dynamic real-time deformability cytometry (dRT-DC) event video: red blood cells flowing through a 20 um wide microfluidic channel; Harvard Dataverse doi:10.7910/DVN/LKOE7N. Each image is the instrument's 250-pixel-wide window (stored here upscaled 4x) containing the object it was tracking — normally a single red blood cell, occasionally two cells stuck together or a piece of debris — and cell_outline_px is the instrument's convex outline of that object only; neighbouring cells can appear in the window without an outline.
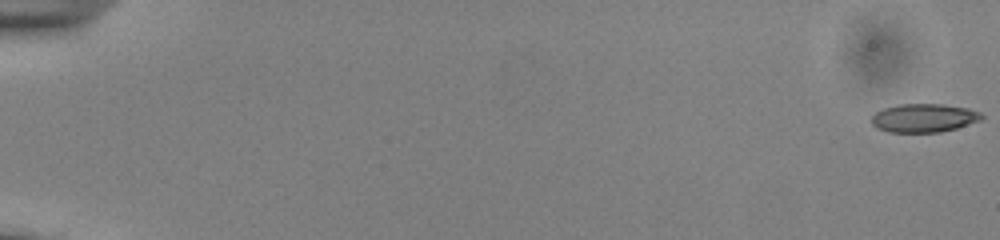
{"species": "common noctule bat (a hibernating species)", "species_latin": "Nyctalus noctula", "temperature_condition": "cold", "stored_images_in_passage": 55, "camera_frame_rate_fps": 3000, "um_per_image_px": 0.085, "animal": {"sex": "male", "body_mass_g": 13.0, "forearm_length_mm": 53.1}, "frame": {"image": 1, "passage_image": 1, "time_ms": 0.0, "image_size_px": [1000, 240], "cell_outline_px": [[984, 116], [980, 120], [956, 128], [940, 132], [888, 132], [876, 128], [872, 124], [872, 116], [876, 112], [884, 108], [900, 104], [944, 104], [968, 108], [980, 112]], "centroid_in_image_um": [78.52, 10.02], "position_along_channel_um": 6.5, "area_um2": 18.26}}
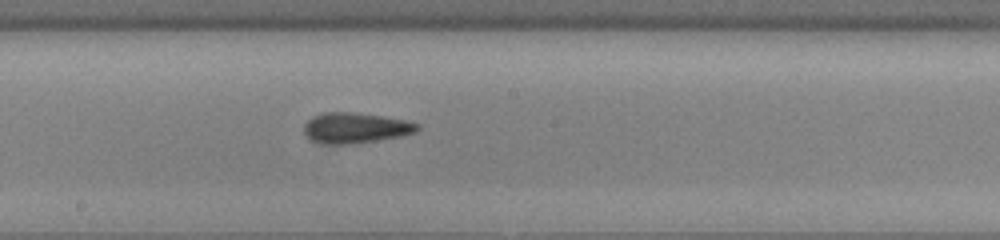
{"frame": {"image": 2, "passage_image": 32, "time_ms": 10.333, "image_size_px": [1000, 240], "cell_outline_px": [[420, 128], [416, 132], [400, 136], [356, 144], [320, 144], [312, 140], [304, 132], [304, 124], [312, 116], [324, 112], [352, 112], [380, 116], [404, 120], [420, 124]], "centroid_in_image_um": [30.19, 10.88], "position_along_channel_um": 218.0, "area_um2": 20.17}}
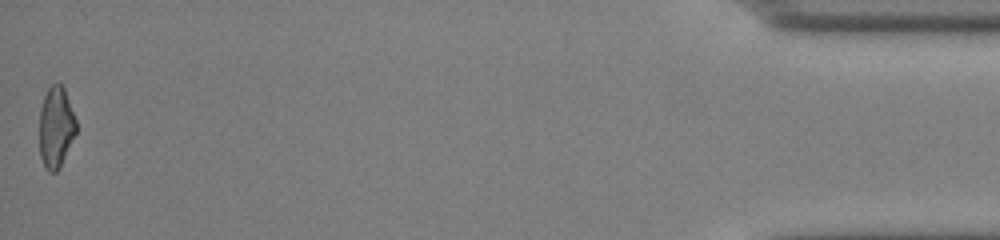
{"frame": {"image": 3, "passage_image": 55, "time_ms": 18.0, "image_size_px": [1000, 240], "cell_outline_px": [[76, 132], [60, 168], [56, 172], [48, 172], [44, 168], [40, 156], [40, 108], [44, 96], [48, 88], [52, 84], [60, 84], [64, 88], [76, 120]], "centroid_in_image_um": [4.75, 10.85], "position_along_channel_um": 430.5, "area_um2": 17.34}, "authors_computed_cell_mechanics": {"area_um2": 18.8428, "velocity_mm_per_s": 3.8928, "shape_relaxation_time_tau1_ms": 3.5593, "shape_relaxation_time_tau2_ms": 1.9865, "deformation_change_tau1": 0.1312, "deformation_change_tau2": 0.1087}}